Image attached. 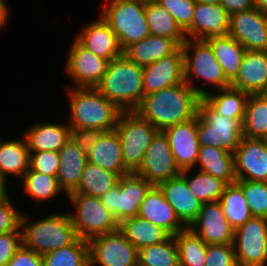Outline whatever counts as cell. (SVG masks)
<instances>
[{"mask_svg":"<svg viewBox=\"0 0 267 266\" xmlns=\"http://www.w3.org/2000/svg\"><path fill=\"white\" fill-rule=\"evenodd\" d=\"M232 244L238 266H266L267 219L252 217L236 228Z\"/></svg>","mask_w":267,"mask_h":266,"instance_id":"obj_11","label":"cell"},{"mask_svg":"<svg viewBox=\"0 0 267 266\" xmlns=\"http://www.w3.org/2000/svg\"><path fill=\"white\" fill-rule=\"evenodd\" d=\"M66 59V71L77 88H95L105 74L109 60L93 54L76 38Z\"/></svg>","mask_w":267,"mask_h":266,"instance_id":"obj_14","label":"cell"},{"mask_svg":"<svg viewBox=\"0 0 267 266\" xmlns=\"http://www.w3.org/2000/svg\"><path fill=\"white\" fill-rule=\"evenodd\" d=\"M138 216L162 227L171 236L186 228L157 185H154L147 193L140 205Z\"/></svg>","mask_w":267,"mask_h":266,"instance_id":"obj_23","label":"cell"},{"mask_svg":"<svg viewBox=\"0 0 267 266\" xmlns=\"http://www.w3.org/2000/svg\"><path fill=\"white\" fill-rule=\"evenodd\" d=\"M105 133L102 129L80 128L71 129L70 138L84 153H88L98 139Z\"/></svg>","mask_w":267,"mask_h":266,"instance_id":"obj_49","label":"cell"},{"mask_svg":"<svg viewBox=\"0 0 267 266\" xmlns=\"http://www.w3.org/2000/svg\"><path fill=\"white\" fill-rule=\"evenodd\" d=\"M118 230L138 251L147 246L163 243L171 236L162 227L140 216L124 219L119 223Z\"/></svg>","mask_w":267,"mask_h":266,"instance_id":"obj_29","label":"cell"},{"mask_svg":"<svg viewBox=\"0 0 267 266\" xmlns=\"http://www.w3.org/2000/svg\"><path fill=\"white\" fill-rule=\"evenodd\" d=\"M198 3L218 4L219 0H195Z\"/></svg>","mask_w":267,"mask_h":266,"instance_id":"obj_55","label":"cell"},{"mask_svg":"<svg viewBox=\"0 0 267 266\" xmlns=\"http://www.w3.org/2000/svg\"><path fill=\"white\" fill-rule=\"evenodd\" d=\"M22 245V231L0 234V266H6L16 250Z\"/></svg>","mask_w":267,"mask_h":266,"instance_id":"obj_48","label":"cell"},{"mask_svg":"<svg viewBox=\"0 0 267 266\" xmlns=\"http://www.w3.org/2000/svg\"><path fill=\"white\" fill-rule=\"evenodd\" d=\"M185 82L202 98L208 91L192 85V78L202 79L216 89L230 87L214 52L205 39H186L182 44ZM192 49V50H191ZM193 51V52H192ZM190 52H192L190 54Z\"/></svg>","mask_w":267,"mask_h":266,"instance_id":"obj_6","label":"cell"},{"mask_svg":"<svg viewBox=\"0 0 267 266\" xmlns=\"http://www.w3.org/2000/svg\"><path fill=\"white\" fill-rule=\"evenodd\" d=\"M12 203L10 197L0 202V234L11 231H21L22 214L15 209Z\"/></svg>","mask_w":267,"mask_h":266,"instance_id":"obj_47","label":"cell"},{"mask_svg":"<svg viewBox=\"0 0 267 266\" xmlns=\"http://www.w3.org/2000/svg\"><path fill=\"white\" fill-rule=\"evenodd\" d=\"M6 0H0V29L4 27V24L7 22V18L9 17V8L6 4Z\"/></svg>","mask_w":267,"mask_h":266,"instance_id":"obj_52","label":"cell"},{"mask_svg":"<svg viewBox=\"0 0 267 266\" xmlns=\"http://www.w3.org/2000/svg\"><path fill=\"white\" fill-rule=\"evenodd\" d=\"M71 129L113 131L121 110L96 88H68Z\"/></svg>","mask_w":267,"mask_h":266,"instance_id":"obj_3","label":"cell"},{"mask_svg":"<svg viewBox=\"0 0 267 266\" xmlns=\"http://www.w3.org/2000/svg\"><path fill=\"white\" fill-rule=\"evenodd\" d=\"M180 46L170 38L149 35L128 46L123 54L139 66H147L174 53Z\"/></svg>","mask_w":267,"mask_h":266,"instance_id":"obj_28","label":"cell"},{"mask_svg":"<svg viewBox=\"0 0 267 266\" xmlns=\"http://www.w3.org/2000/svg\"><path fill=\"white\" fill-rule=\"evenodd\" d=\"M243 124V137L265 139L267 136V95L248 96Z\"/></svg>","mask_w":267,"mask_h":266,"instance_id":"obj_36","label":"cell"},{"mask_svg":"<svg viewBox=\"0 0 267 266\" xmlns=\"http://www.w3.org/2000/svg\"><path fill=\"white\" fill-rule=\"evenodd\" d=\"M167 136L176 165L181 171L193 169L199 158L197 113L191 120L169 126L163 130Z\"/></svg>","mask_w":267,"mask_h":266,"instance_id":"obj_18","label":"cell"},{"mask_svg":"<svg viewBox=\"0 0 267 266\" xmlns=\"http://www.w3.org/2000/svg\"><path fill=\"white\" fill-rule=\"evenodd\" d=\"M154 185L136 173L121 176L118 184L100 197L116 221L138 216L139 208Z\"/></svg>","mask_w":267,"mask_h":266,"instance_id":"obj_10","label":"cell"},{"mask_svg":"<svg viewBox=\"0 0 267 266\" xmlns=\"http://www.w3.org/2000/svg\"><path fill=\"white\" fill-rule=\"evenodd\" d=\"M30 152L23 135L21 140H0V175H14L23 178L29 170Z\"/></svg>","mask_w":267,"mask_h":266,"instance_id":"obj_32","label":"cell"},{"mask_svg":"<svg viewBox=\"0 0 267 266\" xmlns=\"http://www.w3.org/2000/svg\"><path fill=\"white\" fill-rule=\"evenodd\" d=\"M95 88L121 111H135L144 98L143 67L122 54L109 61Z\"/></svg>","mask_w":267,"mask_h":266,"instance_id":"obj_2","label":"cell"},{"mask_svg":"<svg viewBox=\"0 0 267 266\" xmlns=\"http://www.w3.org/2000/svg\"><path fill=\"white\" fill-rule=\"evenodd\" d=\"M237 181L267 182V145L264 139L243 137L234 152Z\"/></svg>","mask_w":267,"mask_h":266,"instance_id":"obj_16","label":"cell"},{"mask_svg":"<svg viewBox=\"0 0 267 266\" xmlns=\"http://www.w3.org/2000/svg\"><path fill=\"white\" fill-rule=\"evenodd\" d=\"M43 266H90L89 244L77 238L72 244L42 256Z\"/></svg>","mask_w":267,"mask_h":266,"instance_id":"obj_40","label":"cell"},{"mask_svg":"<svg viewBox=\"0 0 267 266\" xmlns=\"http://www.w3.org/2000/svg\"><path fill=\"white\" fill-rule=\"evenodd\" d=\"M60 165L57 173L59 186L66 195L74 192L79 185L87 154L71 138L58 151Z\"/></svg>","mask_w":267,"mask_h":266,"instance_id":"obj_25","label":"cell"},{"mask_svg":"<svg viewBox=\"0 0 267 266\" xmlns=\"http://www.w3.org/2000/svg\"><path fill=\"white\" fill-rule=\"evenodd\" d=\"M254 7L267 13V0H253Z\"/></svg>","mask_w":267,"mask_h":266,"instance_id":"obj_54","label":"cell"},{"mask_svg":"<svg viewBox=\"0 0 267 266\" xmlns=\"http://www.w3.org/2000/svg\"><path fill=\"white\" fill-rule=\"evenodd\" d=\"M205 266H238L233 244H209Z\"/></svg>","mask_w":267,"mask_h":266,"instance_id":"obj_46","label":"cell"},{"mask_svg":"<svg viewBox=\"0 0 267 266\" xmlns=\"http://www.w3.org/2000/svg\"><path fill=\"white\" fill-rule=\"evenodd\" d=\"M120 177L118 173L105 170L87 161L83 168L78 188L72 193L100 198L118 184Z\"/></svg>","mask_w":267,"mask_h":266,"instance_id":"obj_35","label":"cell"},{"mask_svg":"<svg viewBox=\"0 0 267 266\" xmlns=\"http://www.w3.org/2000/svg\"><path fill=\"white\" fill-rule=\"evenodd\" d=\"M88 244L90 266H138V249L119 230L92 237Z\"/></svg>","mask_w":267,"mask_h":266,"instance_id":"obj_12","label":"cell"},{"mask_svg":"<svg viewBox=\"0 0 267 266\" xmlns=\"http://www.w3.org/2000/svg\"><path fill=\"white\" fill-rule=\"evenodd\" d=\"M101 17L116 34L122 51L150 35L143 0H110Z\"/></svg>","mask_w":267,"mask_h":266,"instance_id":"obj_5","label":"cell"},{"mask_svg":"<svg viewBox=\"0 0 267 266\" xmlns=\"http://www.w3.org/2000/svg\"><path fill=\"white\" fill-rule=\"evenodd\" d=\"M176 165L173 153L169 146L167 136L158 131L149 144L142 165L136 174L153 185L181 174Z\"/></svg>","mask_w":267,"mask_h":266,"instance_id":"obj_13","label":"cell"},{"mask_svg":"<svg viewBox=\"0 0 267 266\" xmlns=\"http://www.w3.org/2000/svg\"><path fill=\"white\" fill-rule=\"evenodd\" d=\"M75 213L69 214L80 239L89 241L92 237L118 230L119 223L101 203L100 198L79 193L67 195Z\"/></svg>","mask_w":267,"mask_h":266,"instance_id":"obj_9","label":"cell"},{"mask_svg":"<svg viewBox=\"0 0 267 266\" xmlns=\"http://www.w3.org/2000/svg\"><path fill=\"white\" fill-rule=\"evenodd\" d=\"M85 26L76 39L93 54L109 61L123 54L116 34L101 15L99 19Z\"/></svg>","mask_w":267,"mask_h":266,"instance_id":"obj_24","label":"cell"},{"mask_svg":"<svg viewBox=\"0 0 267 266\" xmlns=\"http://www.w3.org/2000/svg\"><path fill=\"white\" fill-rule=\"evenodd\" d=\"M197 131L199 144L235 152L243 138V124L216 113L202 98L197 106Z\"/></svg>","mask_w":267,"mask_h":266,"instance_id":"obj_8","label":"cell"},{"mask_svg":"<svg viewBox=\"0 0 267 266\" xmlns=\"http://www.w3.org/2000/svg\"><path fill=\"white\" fill-rule=\"evenodd\" d=\"M192 169L181 172L185 178L190 191L202 203L219 201L227 185L225 181L208 173L198 171L193 177H189ZM190 178V179H189Z\"/></svg>","mask_w":267,"mask_h":266,"instance_id":"obj_39","label":"cell"},{"mask_svg":"<svg viewBox=\"0 0 267 266\" xmlns=\"http://www.w3.org/2000/svg\"><path fill=\"white\" fill-rule=\"evenodd\" d=\"M170 15L184 32L192 22L195 0H156Z\"/></svg>","mask_w":267,"mask_h":266,"instance_id":"obj_44","label":"cell"},{"mask_svg":"<svg viewBox=\"0 0 267 266\" xmlns=\"http://www.w3.org/2000/svg\"><path fill=\"white\" fill-rule=\"evenodd\" d=\"M205 40L211 46L226 78L231 82L236 77L247 50L228 34L210 36Z\"/></svg>","mask_w":267,"mask_h":266,"instance_id":"obj_30","label":"cell"},{"mask_svg":"<svg viewBox=\"0 0 267 266\" xmlns=\"http://www.w3.org/2000/svg\"><path fill=\"white\" fill-rule=\"evenodd\" d=\"M87 161L101 168L118 173L120 176L129 174L122 159L121 143L117 133L105 132L92 149L87 153Z\"/></svg>","mask_w":267,"mask_h":266,"instance_id":"obj_27","label":"cell"},{"mask_svg":"<svg viewBox=\"0 0 267 266\" xmlns=\"http://www.w3.org/2000/svg\"><path fill=\"white\" fill-rule=\"evenodd\" d=\"M227 34L246 50L267 51V13L253 7L230 14Z\"/></svg>","mask_w":267,"mask_h":266,"instance_id":"obj_15","label":"cell"},{"mask_svg":"<svg viewBox=\"0 0 267 266\" xmlns=\"http://www.w3.org/2000/svg\"><path fill=\"white\" fill-rule=\"evenodd\" d=\"M6 178L0 175V202L7 200L9 194L6 188Z\"/></svg>","mask_w":267,"mask_h":266,"instance_id":"obj_53","label":"cell"},{"mask_svg":"<svg viewBox=\"0 0 267 266\" xmlns=\"http://www.w3.org/2000/svg\"><path fill=\"white\" fill-rule=\"evenodd\" d=\"M219 3L229 14L248 10L254 7L253 0H219Z\"/></svg>","mask_w":267,"mask_h":266,"instance_id":"obj_51","label":"cell"},{"mask_svg":"<svg viewBox=\"0 0 267 266\" xmlns=\"http://www.w3.org/2000/svg\"><path fill=\"white\" fill-rule=\"evenodd\" d=\"M174 238L180 266H205L207 244L196 233L186 227L174 235Z\"/></svg>","mask_w":267,"mask_h":266,"instance_id":"obj_38","label":"cell"},{"mask_svg":"<svg viewBox=\"0 0 267 266\" xmlns=\"http://www.w3.org/2000/svg\"><path fill=\"white\" fill-rule=\"evenodd\" d=\"M230 87L247 94H264L267 87V51L247 50Z\"/></svg>","mask_w":267,"mask_h":266,"instance_id":"obj_22","label":"cell"},{"mask_svg":"<svg viewBox=\"0 0 267 266\" xmlns=\"http://www.w3.org/2000/svg\"><path fill=\"white\" fill-rule=\"evenodd\" d=\"M114 131L122 149V159L129 173H136L143 163L146 150L158 130L136 111H122Z\"/></svg>","mask_w":267,"mask_h":266,"instance_id":"obj_7","label":"cell"},{"mask_svg":"<svg viewBox=\"0 0 267 266\" xmlns=\"http://www.w3.org/2000/svg\"><path fill=\"white\" fill-rule=\"evenodd\" d=\"M241 187L253 217L267 219V182L236 181Z\"/></svg>","mask_w":267,"mask_h":266,"instance_id":"obj_43","label":"cell"},{"mask_svg":"<svg viewBox=\"0 0 267 266\" xmlns=\"http://www.w3.org/2000/svg\"><path fill=\"white\" fill-rule=\"evenodd\" d=\"M230 25V14L218 4H195L191 25L184 31L186 39H206L210 36L226 35Z\"/></svg>","mask_w":267,"mask_h":266,"instance_id":"obj_20","label":"cell"},{"mask_svg":"<svg viewBox=\"0 0 267 266\" xmlns=\"http://www.w3.org/2000/svg\"><path fill=\"white\" fill-rule=\"evenodd\" d=\"M138 266H180L179 252L174 236L163 243L139 250Z\"/></svg>","mask_w":267,"mask_h":266,"instance_id":"obj_41","label":"cell"},{"mask_svg":"<svg viewBox=\"0 0 267 266\" xmlns=\"http://www.w3.org/2000/svg\"><path fill=\"white\" fill-rule=\"evenodd\" d=\"M6 266H43V258L22 244Z\"/></svg>","mask_w":267,"mask_h":266,"instance_id":"obj_50","label":"cell"},{"mask_svg":"<svg viewBox=\"0 0 267 266\" xmlns=\"http://www.w3.org/2000/svg\"><path fill=\"white\" fill-rule=\"evenodd\" d=\"M29 168L42 174L57 176L60 159L55 151H29Z\"/></svg>","mask_w":267,"mask_h":266,"instance_id":"obj_45","label":"cell"},{"mask_svg":"<svg viewBox=\"0 0 267 266\" xmlns=\"http://www.w3.org/2000/svg\"><path fill=\"white\" fill-rule=\"evenodd\" d=\"M264 141H265V143H266V145H267V136L265 137Z\"/></svg>","mask_w":267,"mask_h":266,"instance_id":"obj_56","label":"cell"},{"mask_svg":"<svg viewBox=\"0 0 267 266\" xmlns=\"http://www.w3.org/2000/svg\"><path fill=\"white\" fill-rule=\"evenodd\" d=\"M180 221L189 227L197 218L202 202L190 191L185 178L179 174L157 185Z\"/></svg>","mask_w":267,"mask_h":266,"instance_id":"obj_21","label":"cell"},{"mask_svg":"<svg viewBox=\"0 0 267 266\" xmlns=\"http://www.w3.org/2000/svg\"><path fill=\"white\" fill-rule=\"evenodd\" d=\"M218 94L207 92L202 99L216 112L224 117L239 119L243 122L245 107L249 94L228 87L217 89Z\"/></svg>","mask_w":267,"mask_h":266,"instance_id":"obj_34","label":"cell"},{"mask_svg":"<svg viewBox=\"0 0 267 266\" xmlns=\"http://www.w3.org/2000/svg\"><path fill=\"white\" fill-rule=\"evenodd\" d=\"M28 219L22 214V244L41 256L66 247L78 238L69 213H54L33 223Z\"/></svg>","mask_w":267,"mask_h":266,"instance_id":"obj_4","label":"cell"},{"mask_svg":"<svg viewBox=\"0 0 267 266\" xmlns=\"http://www.w3.org/2000/svg\"><path fill=\"white\" fill-rule=\"evenodd\" d=\"M70 126L62 123H36L24 133L29 151L58 152L70 138Z\"/></svg>","mask_w":267,"mask_h":266,"instance_id":"obj_26","label":"cell"},{"mask_svg":"<svg viewBox=\"0 0 267 266\" xmlns=\"http://www.w3.org/2000/svg\"><path fill=\"white\" fill-rule=\"evenodd\" d=\"M200 96L186 83L144 95L135 110L158 131L184 123L196 116Z\"/></svg>","mask_w":267,"mask_h":266,"instance_id":"obj_1","label":"cell"},{"mask_svg":"<svg viewBox=\"0 0 267 266\" xmlns=\"http://www.w3.org/2000/svg\"><path fill=\"white\" fill-rule=\"evenodd\" d=\"M219 202L225 217L234 230L253 217L244 193L236 182L226 185Z\"/></svg>","mask_w":267,"mask_h":266,"instance_id":"obj_37","label":"cell"},{"mask_svg":"<svg viewBox=\"0 0 267 266\" xmlns=\"http://www.w3.org/2000/svg\"><path fill=\"white\" fill-rule=\"evenodd\" d=\"M21 180L26 193L38 204L48 199L51 200L61 191L63 193L56 176L42 174L29 168Z\"/></svg>","mask_w":267,"mask_h":266,"instance_id":"obj_42","label":"cell"},{"mask_svg":"<svg viewBox=\"0 0 267 266\" xmlns=\"http://www.w3.org/2000/svg\"><path fill=\"white\" fill-rule=\"evenodd\" d=\"M197 163L201 166L200 171L218 177L227 184L237 181L233 153L213 146L200 145Z\"/></svg>","mask_w":267,"mask_h":266,"instance_id":"obj_31","label":"cell"},{"mask_svg":"<svg viewBox=\"0 0 267 266\" xmlns=\"http://www.w3.org/2000/svg\"><path fill=\"white\" fill-rule=\"evenodd\" d=\"M185 82L182 46L174 53L143 67L144 95Z\"/></svg>","mask_w":267,"mask_h":266,"instance_id":"obj_19","label":"cell"},{"mask_svg":"<svg viewBox=\"0 0 267 266\" xmlns=\"http://www.w3.org/2000/svg\"><path fill=\"white\" fill-rule=\"evenodd\" d=\"M189 228L207 245L233 243L234 229L225 217L219 201L203 203Z\"/></svg>","mask_w":267,"mask_h":266,"instance_id":"obj_17","label":"cell"},{"mask_svg":"<svg viewBox=\"0 0 267 266\" xmlns=\"http://www.w3.org/2000/svg\"><path fill=\"white\" fill-rule=\"evenodd\" d=\"M146 21L150 35L170 38L179 46L185 42V34L170 15L156 0L145 2Z\"/></svg>","mask_w":267,"mask_h":266,"instance_id":"obj_33","label":"cell"}]
</instances>
